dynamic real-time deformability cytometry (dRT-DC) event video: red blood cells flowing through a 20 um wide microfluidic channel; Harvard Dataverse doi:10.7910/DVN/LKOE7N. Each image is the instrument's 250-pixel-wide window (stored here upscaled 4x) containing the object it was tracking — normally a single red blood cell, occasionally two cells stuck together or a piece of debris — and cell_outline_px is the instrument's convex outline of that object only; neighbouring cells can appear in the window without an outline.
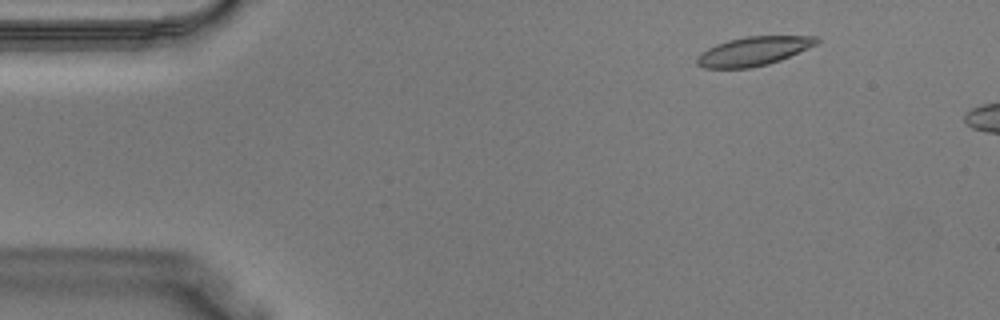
{"species": "Egyptian fruit bat (a non-hibernating species)", "species_latin": "Rousettus aegyptiacus", "temperature_condition": "warm", "stored_images_in_passage": 6, "camera_frame_rate_fps": 3000, "um_per_image_px": 0.085, "animal": {"sex": "male"}, "frame": {"image": 1, "passage_image": 2, "time_ms": 0.333, "image_size_px": [1000, 320], "cell_outline_px": [[820, 40], [816, 44], [780, 60], [768, 64], [752, 68], [704, 68], [696, 64], [696, 56], [700, 52], [716, 44], [728, 40], [748, 36], [816, 36]], "centroid_in_image_um": [64.0, 4.35], "position_along_channel_um": 21.0, "area_um2": 20.11}}